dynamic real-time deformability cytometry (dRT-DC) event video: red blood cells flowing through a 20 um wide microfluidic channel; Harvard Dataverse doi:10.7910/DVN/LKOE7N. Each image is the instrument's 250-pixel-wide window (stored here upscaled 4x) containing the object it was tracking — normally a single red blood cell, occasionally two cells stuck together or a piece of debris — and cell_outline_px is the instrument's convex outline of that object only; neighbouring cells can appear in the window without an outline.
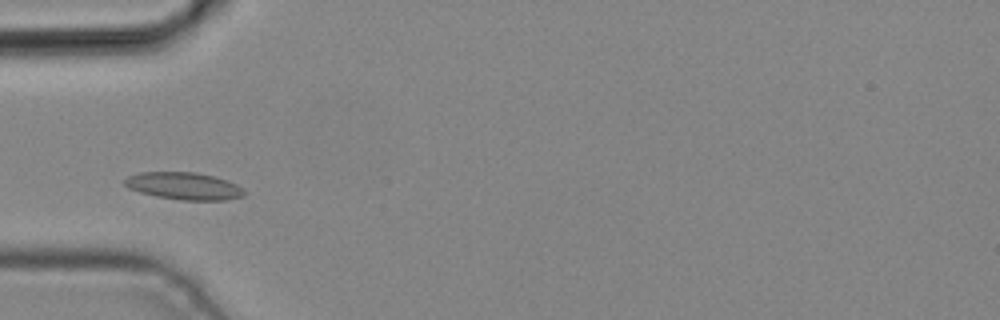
{"species": "common noctule bat (a hibernating species)", "species_latin": "Nyctalus noctula", "temperature_condition": "cold", "stored_images_in_passage": 2, "camera_frame_rate_fps": 3000, "um_per_image_px": 0.085, "animal": {"sex": "male", "body_mass_g": 19.2, "forearm_length_mm": 51.8}, "frame": {"image": 1, "passage_image": 2, "time_ms": 0.333, "image_size_px": [1000, 320], "cell_outline_px": [[244, 196], [224, 200], [180, 200], [156, 196], [140, 192], [128, 188], [124, 184], [124, 180], [128, 176], [140, 172], [196, 172], [212, 176], [236, 184], [244, 188]], "centroid_in_image_um": [15.62, 15.81], "position_along_channel_um": 69.4, "area_um2": 18.9}}